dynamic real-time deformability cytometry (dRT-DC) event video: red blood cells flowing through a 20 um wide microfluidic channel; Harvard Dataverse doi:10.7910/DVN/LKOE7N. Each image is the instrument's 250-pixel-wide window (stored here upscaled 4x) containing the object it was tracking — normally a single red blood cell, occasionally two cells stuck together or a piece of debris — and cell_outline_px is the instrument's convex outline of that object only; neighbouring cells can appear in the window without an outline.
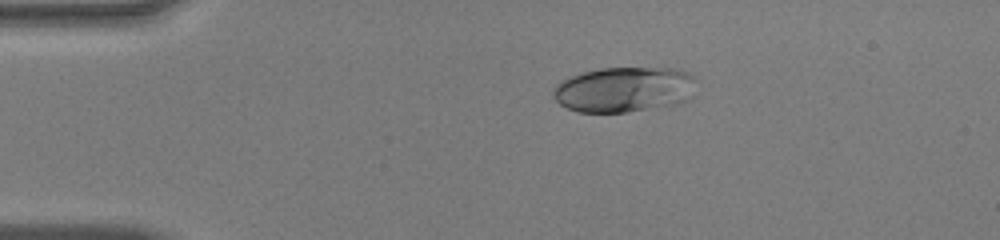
{"species": "human", "species_latin": "Homo sapiens", "temperature_condition": "warm", "stored_images_in_passage": 45, "camera_frame_rate_fps": 3000, "um_per_image_px": 0.085, "donor": {"sex": "male"}, "frame": {"image": 1, "passage_image": 7, "time_ms": 2.0, "image_size_px": [1000, 240], "cell_outline_px": [[652, 72], [632, 108], [620, 112], [584, 112], [572, 108], [564, 104], [560, 100], [560, 88], [568, 80], [592, 72], [612, 68], [636, 68]], "centroid_in_image_um": [51.41, 7.66], "position_along_channel_um": 33.6, "area_um2": 22.25}}
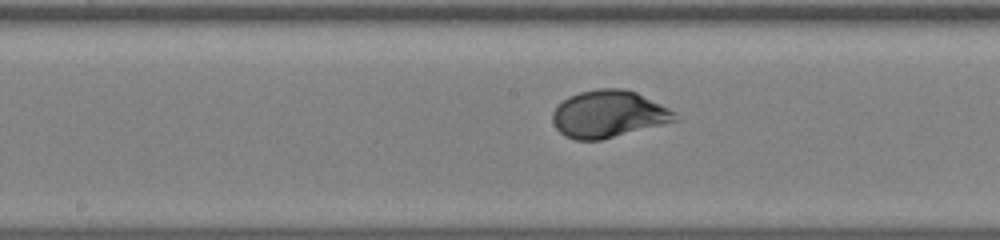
{"frame": {"image": 2, "passage_image": 23, "time_ms": 7.333, "image_size_px": [1000, 240], "cell_outline_px": [[668, 112], [656, 120], [608, 136], [592, 140], [584, 140], [568, 136], [556, 124], [556, 108], [560, 104], [572, 96], [584, 92], [632, 92], [640, 96]], "centroid_in_image_um": [51.38, 9.69], "position_along_channel_um": 196.8, "area_um2": 27.46}}
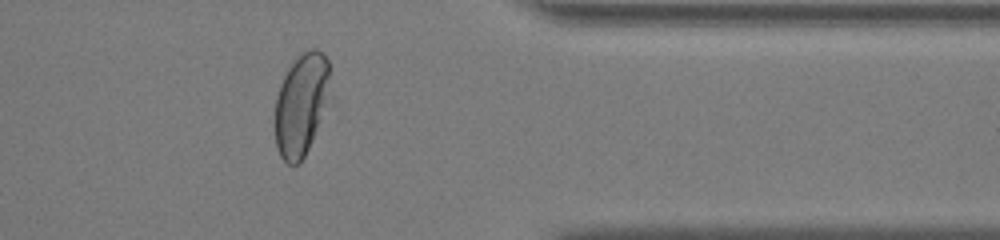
{"frame": {"image": 3, "passage_image": 38, "time_ms": 12.333, "image_size_px": [1000, 240], "cell_outline_px": [[328, 72], [312, 132], [308, 144], [300, 160], [284, 156], [280, 152], [276, 140], [276, 104], [284, 80], [288, 72], [308, 52], [324, 56], [328, 64]], "centroid_in_image_um": [25.49, 8.88], "position_along_channel_um": 385.9, "area_um2": 27.05}, "authors_computed_cell_mechanics": {"area_um2": 25.143, "velocity_mm_per_s": 4.07, "shape_relaxation_time_tau1_ms": 5.712, "shape_relaxation_time_tau2_ms": null, "deformation_change_tau1": 0.2239, "deformation_change_tau2": null}}